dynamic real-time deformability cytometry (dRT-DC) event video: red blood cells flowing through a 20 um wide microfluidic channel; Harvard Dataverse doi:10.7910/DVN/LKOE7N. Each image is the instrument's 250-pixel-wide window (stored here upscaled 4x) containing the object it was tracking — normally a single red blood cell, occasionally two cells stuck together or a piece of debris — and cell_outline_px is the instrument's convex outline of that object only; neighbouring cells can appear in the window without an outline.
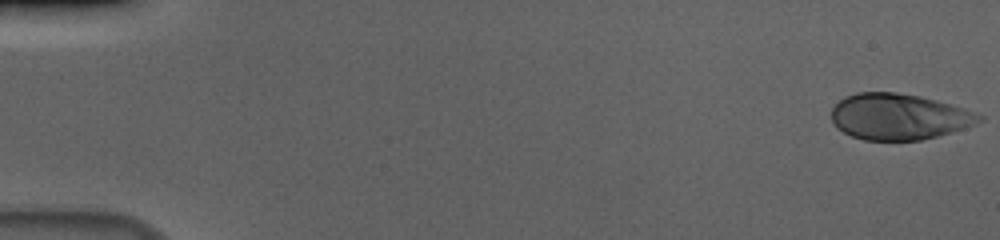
{"species": "human", "species_latin": "Homo sapiens", "temperature_condition": "cold", "stored_images_in_passage": 56, "camera_frame_rate_fps": 3000, "um_per_image_px": 0.085, "donor": {"sex": "male"}, "frame": {"image": 1, "passage_image": 1, "time_ms": 0.0, "image_size_px": [1000, 240], "cell_outline_px": [[984, 120], [976, 124], [964, 128], [936, 136], [920, 140], [864, 140], [852, 136], [836, 128], [832, 120], [832, 108], [844, 96], [856, 92], [896, 92], [920, 96], [936, 100], [964, 108], [984, 116]], "centroid_in_image_um": [76.4, 9.91], "position_along_channel_um": 8.6, "area_um2": 39.65}}
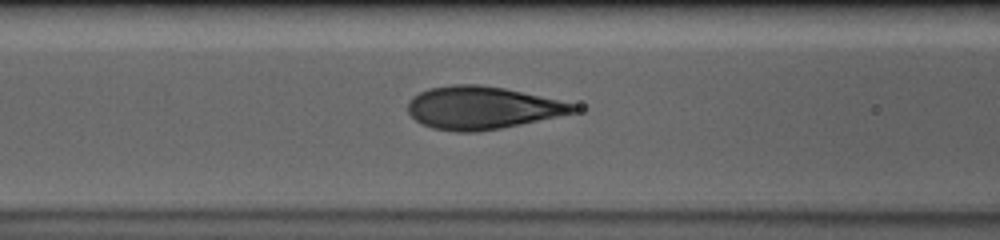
{"frame": {"image": 2, "passage_image": 24, "time_ms": 7.667, "image_size_px": [1000, 240], "cell_outline_px": [[584, 112], [500, 128], [476, 132], [456, 132], [432, 128], [416, 120], [408, 112], [408, 100], [412, 96], [428, 88], [452, 84], [476, 84], [504, 88], [576, 104], [584, 108]], "centroid_in_image_um": [41.06, 9.16], "position_along_channel_um": 125.5, "area_um2": 41.62}}
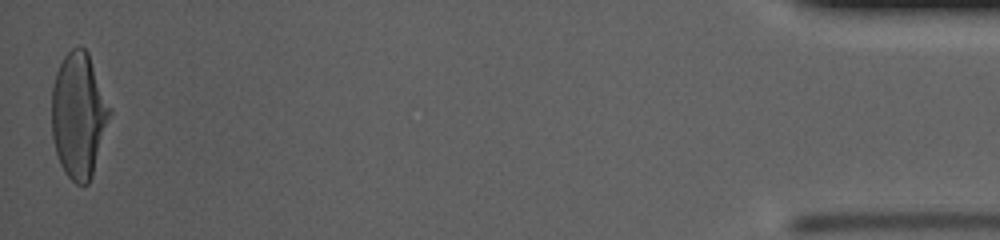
{"frame": {"image": 3, "passage_image": 56, "time_ms": 18.333, "image_size_px": [1000, 240], "cell_outline_px": [[112, 112], [92, 176], [88, 184], [76, 184], [64, 172], [60, 164], [56, 152], [52, 136], [52, 88], [56, 72], [64, 56], [72, 48], [80, 44], [88, 52], [112, 108]], "centroid_in_image_um": [6.7, 9.78], "position_along_channel_um": 428.5, "area_um2": 42.66}, "authors_computed_cell_mechanics": {"area_um2": 41.327, "velocity_mm_per_s": 3.6596, "shape_relaxation_time_tau1_ms": 4.2764, "shape_relaxation_time_tau2_ms": null, "deformation_change_tau1": 0.2044, "deformation_change_tau2": null}}